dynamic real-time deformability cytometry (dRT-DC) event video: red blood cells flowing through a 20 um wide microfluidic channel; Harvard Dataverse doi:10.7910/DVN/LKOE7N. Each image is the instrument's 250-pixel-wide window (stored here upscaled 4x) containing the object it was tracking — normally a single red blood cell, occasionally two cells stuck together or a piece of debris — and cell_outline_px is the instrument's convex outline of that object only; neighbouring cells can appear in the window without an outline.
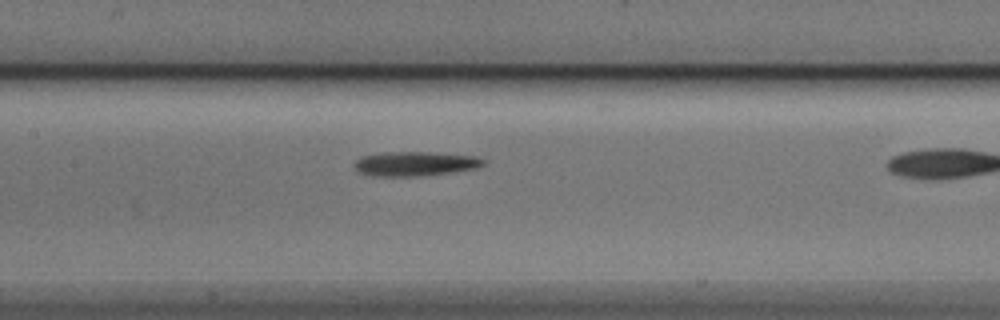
{"species": "Egyptian fruit bat (a non-hibernating species)", "species_latin": "Rousettus aegyptiacus", "temperature_condition": "cold", "stored_images_in_passage": 27, "camera_frame_rate_fps": 3000, "um_per_image_px": 0.085, "animal": {"sex": "male"}, "frame": {"image": 1, "passage_image": 6, "time_ms": 1.667, "image_size_px": [1000, 320], "cell_outline_px": [[484, 164], [476, 168], [448, 172], [416, 176], [376, 176], [360, 172], [352, 164], [360, 156], [388, 152], [428, 152], [476, 156], [484, 160]], "centroid_in_image_um": [35.24, 13.91], "position_along_channel_um": 172.2, "area_um2": 18.03}}
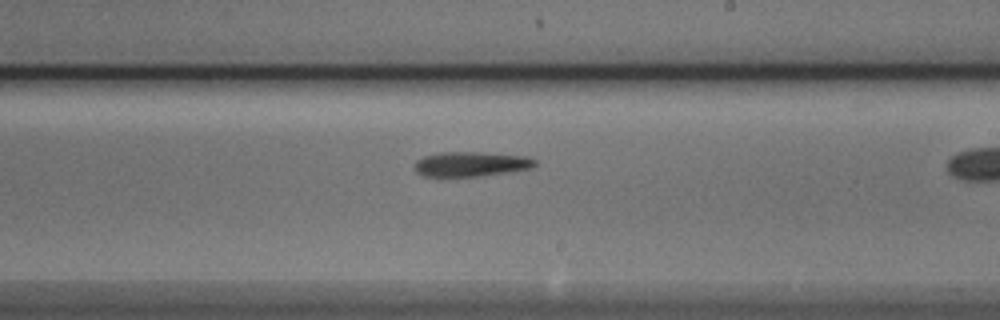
{"frame": {"image": 2, "passage_image": 12, "time_ms": 3.667, "image_size_px": [1000, 320], "cell_outline_px": [[536, 164], [532, 168], [508, 172], [476, 176], [424, 176], [416, 172], [412, 168], [416, 160], [424, 156], [440, 152], [480, 152], [524, 156], [536, 160]], "centroid_in_image_um": [39.98, 13.94], "position_along_channel_um": 249.0, "area_um2": 17.34}}
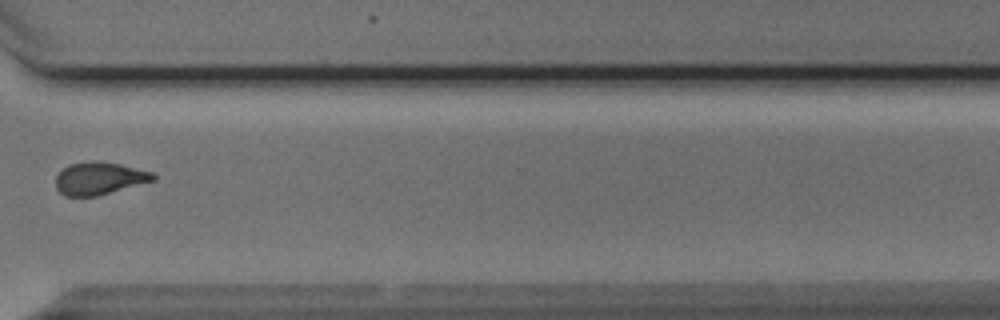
{"frame": {"image": 3, "passage_image": 20, "time_ms": 6.333, "image_size_px": [1000, 320], "cell_outline_px": [[156, 180], [96, 196], [68, 196], [60, 192], [56, 188], [56, 176], [68, 164], [92, 160], [96, 160], [120, 164], [156, 172]], "centroid_in_image_um": [8.48, 15.14], "position_along_channel_um": 362.1, "area_um2": 18.61}}